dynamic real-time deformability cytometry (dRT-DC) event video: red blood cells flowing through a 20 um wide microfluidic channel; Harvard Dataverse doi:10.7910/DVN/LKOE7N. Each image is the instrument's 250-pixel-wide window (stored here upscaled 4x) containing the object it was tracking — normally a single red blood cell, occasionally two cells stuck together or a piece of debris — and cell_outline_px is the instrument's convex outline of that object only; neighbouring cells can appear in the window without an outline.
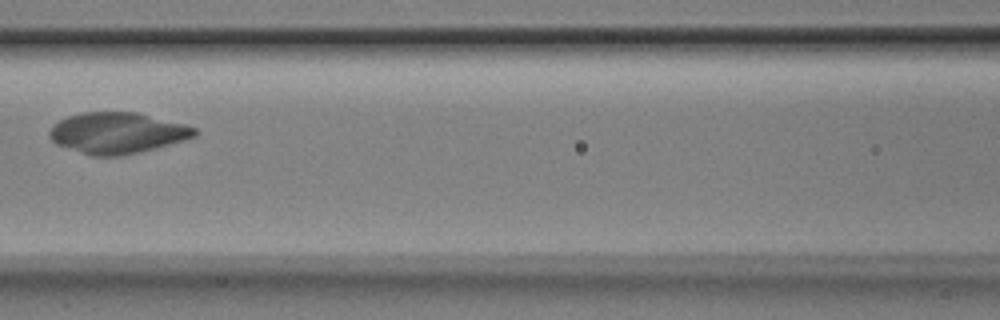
{"species": "Egyptian fruit bat (a non-hibernating species)", "species_latin": "Rousettus aegyptiacus", "temperature_condition": "room temperature", "stored_images_in_passage": 3, "camera_frame_rate_fps": 3000, "um_per_image_px": 0.085, "animal": {"sex": "male"}, "frame": {"image": 1, "passage_image": 3, "time_ms": 0.667, "image_size_px": [1000, 320], "cell_outline_px": [[200, 132], [196, 136], [184, 140], [156, 148], [140, 152], [120, 156], [88, 156], [56, 144], [48, 136], [48, 132], [52, 124], [68, 116], [80, 112], [136, 112], [184, 124], [196, 128]], "centroid_in_image_um": [9.94, 11.31], "position_along_channel_um": 156.7, "area_um2": 35.03}}